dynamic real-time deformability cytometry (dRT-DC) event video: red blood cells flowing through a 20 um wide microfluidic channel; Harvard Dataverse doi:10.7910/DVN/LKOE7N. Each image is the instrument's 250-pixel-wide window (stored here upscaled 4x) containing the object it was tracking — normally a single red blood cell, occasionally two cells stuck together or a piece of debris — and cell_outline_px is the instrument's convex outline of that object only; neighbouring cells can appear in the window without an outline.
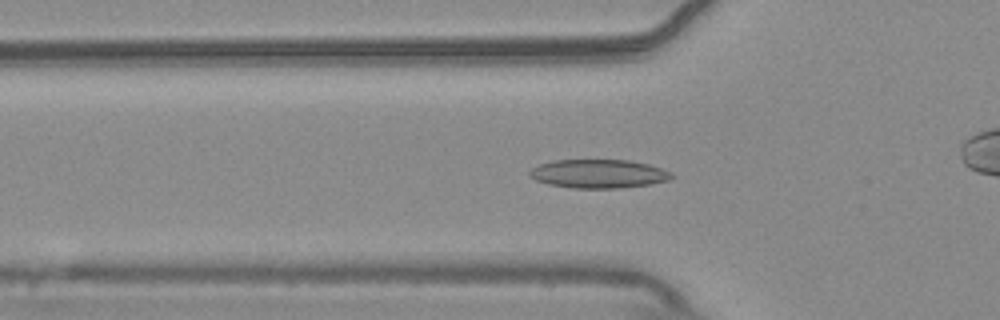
{"species": "common noctule bat (a hibernating species)", "species_latin": "Nyctalus noctula", "temperature_condition": "warm", "stored_images_in_passage": 47, "camera_frame_rate_fps": 3000, "um_per_image_px": 0.085, "animal": {"sex": "male", "body_mass_g": 20.4}, "frame": {"image": 1, "passage_image": 18, "time_ms": 5.667, "image_size_px": [1000, 320], "cell_outline_px": [[676, 176], [672, 180], [648, 184], [620, 188], [572, 188], [548, 184], [536, 180], [528, 176], [528, 172], [532, 168], [540, 164], [552, 160], [628, 160], [648, 164], [672, 172]], "centroid_in_image_um": [50.89, 14.77], "position_along_channel_um": 74.9, "area_um2": 23.87}}
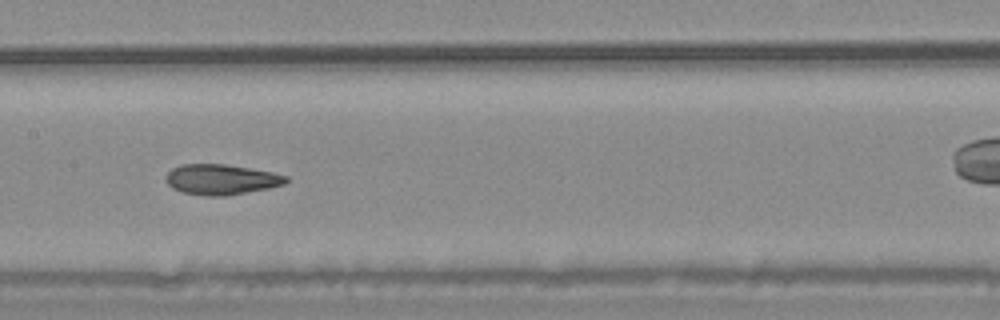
{"frame": {"image": 2, "passage_image": 27, "time_ms": 8.667, "image_size_px": [1000, 320], "cell_outline_px": [[288, 180], [284, 184], [268, 188], [224, 196], [208, 196], [180, 192], [172, 188], [164, 180], [168, 172], [172, 168], [180, 164], [224, 164], [272, 172], [288, 176]], "centroid_in_image_um": [18.76, 15.25], "position_along_channel_um": 188.6, "area_um2": 21.21}}
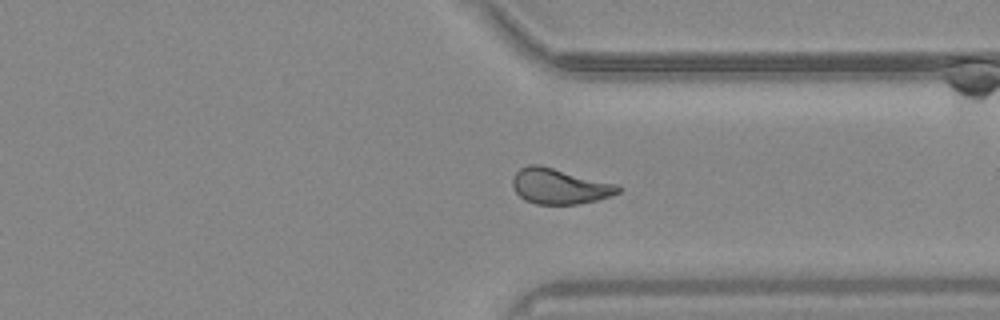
{"frame": {"image": 3, "passage_image": 41, "time_ms": 13.333, "image_size_px": [1000, 320], "cell_outline_px": [[620, 192], [612, 196], [596, 200], [576, 204], [536, 204], [524, 200], [516, 192], [512, 184], [512, 180], [516, 172], [520, 168], [528, 164], [540, 164], [620, 184]], "centroid_in_image_um": [47.58, 15.81], "position_along_channel_um": 363.8, "area_um2": 22.14}, "authors_computed_cell_mechanics": {"area_um2": 21.8484, "velocity_mm_per_s": 3.7503, "shape_relaxation_time_tau1_ms": null, "shape_relaxation_time_tau2_ms": 2.5016, "deformation_change_tau1": null, "deformation_change_tau2": 0.0937}}